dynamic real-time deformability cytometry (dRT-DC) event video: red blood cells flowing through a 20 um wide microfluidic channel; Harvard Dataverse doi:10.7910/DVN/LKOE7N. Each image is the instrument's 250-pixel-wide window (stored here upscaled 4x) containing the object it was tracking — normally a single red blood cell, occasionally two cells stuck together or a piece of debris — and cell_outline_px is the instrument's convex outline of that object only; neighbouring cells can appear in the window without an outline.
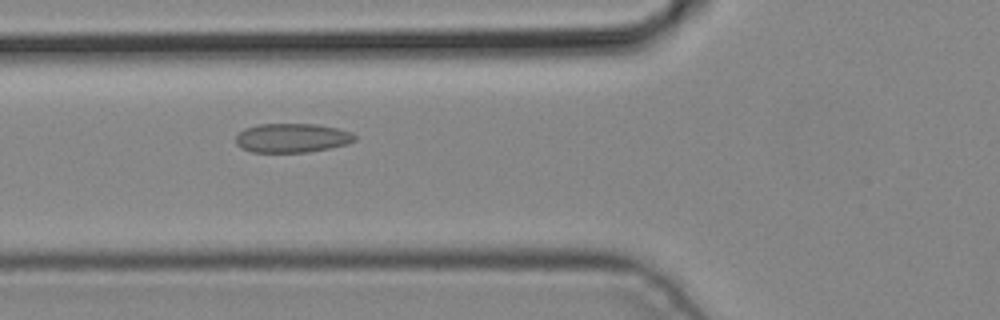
{"species": "common noctule bat (a hibernating species)", "species_latin": "Nyctalus noctula", "temperature_condition": "cold", "stored_images_in_passage": 4, "camera_frame_rate_fps": 3000, "um_per_image_px": 0.085, "animal": {"sex": "male", "body_mass_g": 19.2, "forearm_length_mm": 51.8}, "frame": {"image": 1, "passage_image": 3, "time_ms": 0.667, "image_size_px": [1000, 320], "cell_outline_px": [[356, 140], [348, 144], [308, 152], [252, 152], [240, 148], [236, 144], [236, 136], [244, 128], [260, 124], [316, 124], [336, 128], [352, 132], [356, 136]], "centroid_in_image_um": [24.82, 11.73], "position_along_channel_um": 101.0, "area_um2": 20.23}}
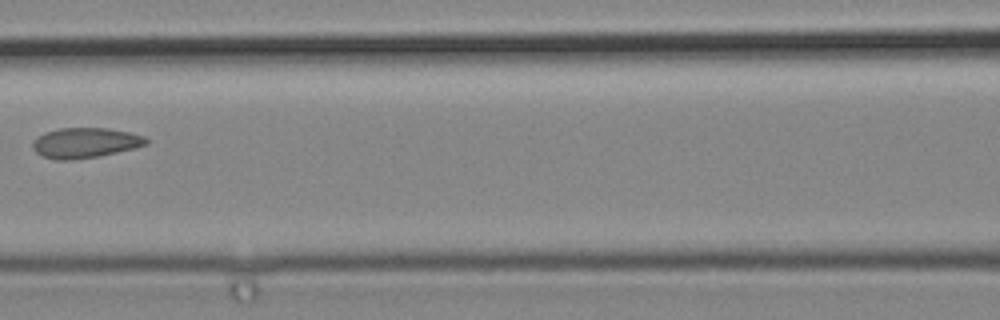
{"frame": {"image": 2, "passage_image": 4, "time_ms": 1.0, "image_size_px": [1000, 320], "cell_outline_px": [[148, 144], [136, 148], [96, 156], [72, 160], [56, 160], [44, 156], [36, 152], [32, 148], [32, 144], [44, 132], [60, 128], [108, 128], [128, 132], [144, 136], [148, 140]], "centroid_in_image_um": [7.25, 12.14], "position_along_channel_um": 159.3, "area_um2": 19.77}}